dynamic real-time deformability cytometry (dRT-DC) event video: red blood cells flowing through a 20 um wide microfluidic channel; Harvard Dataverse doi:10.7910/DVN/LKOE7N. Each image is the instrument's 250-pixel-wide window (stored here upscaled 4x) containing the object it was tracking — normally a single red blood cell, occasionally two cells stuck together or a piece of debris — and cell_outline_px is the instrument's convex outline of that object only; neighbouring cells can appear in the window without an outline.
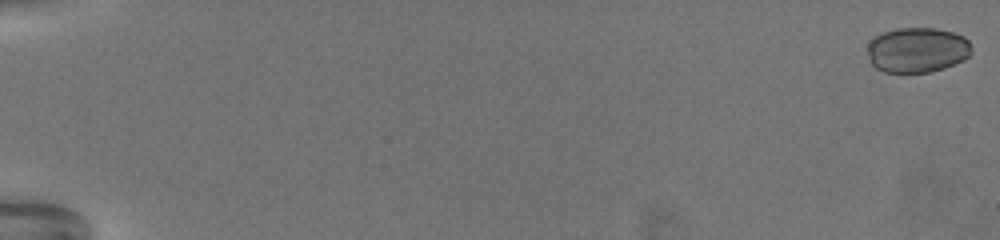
{"species": "common noctule bat (a hibernating species)", "species_latin": "Nyctalus noctula", "temperature_condition": "warm", "stored_images_in_passage": 64, "camera_frame_rate_fps": 3000, "um_per_image_px": 0.085, "animal": {"sex": "female", "body_mass_g": 19.5, "forearm_length_mm": 54.1}, "frame": {"image": 1, "passage_image": 1, "time_ms": 0.0, "image_size_px": [1000, 240], "cell_outline_px": [[972, 52], [964, 60], [944, 68], [928, 72], [884, 72], [876, 68], [868, 60], [868, 44], [876, 36], [884, 32], [896, 28], [936, 28], [952, 32], [964, 36], [968, 40], [972, 48]], "centroid_in_image_um": [77.98, 4.25], "position_along_channel_um": 7.0, "area_um2": 27.46}}